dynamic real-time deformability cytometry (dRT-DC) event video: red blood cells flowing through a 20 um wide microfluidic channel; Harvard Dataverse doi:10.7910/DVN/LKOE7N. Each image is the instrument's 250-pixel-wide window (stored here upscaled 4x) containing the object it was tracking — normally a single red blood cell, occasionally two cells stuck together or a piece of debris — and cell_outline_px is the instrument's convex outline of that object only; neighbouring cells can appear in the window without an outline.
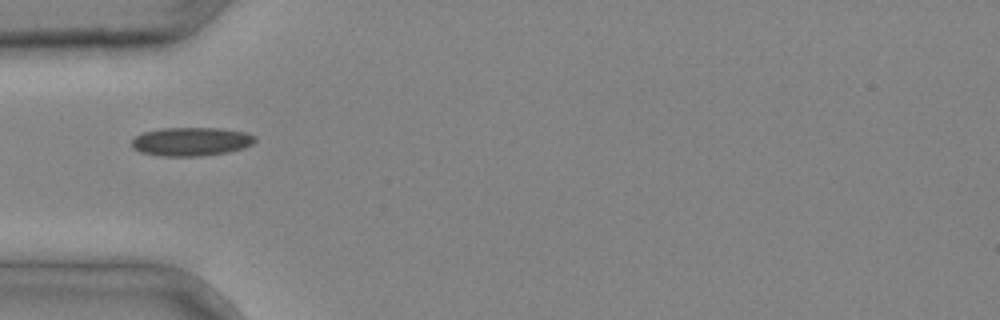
{"species": "common noctule bat (a hibernating species)", "species_latin": "Nyctalus noctula", "temperature_condition": "cold", "stored_images_in_passage": 5, "camera_frame_rate_fps": 3000, "um_per_image_px": 0.085, "animal": {"sex": "male", "body_mass_g": 20.4}, "frame": {"image": 1, "passage_image": 4, "time_ms": 1.0, "image_size_px": [1000, 320], "cell_outline_px": [[256, 140], [252, 144], [244, 148], [228, 152], [200, 156], [160, 156], [140, 152], [132, 148], [132, 140], [136, 136], [144, 132], [160, 128], [220, 128], [248, 132], [256, 136]], "centroid_in_image_um": [16.27, 12.03], "position_along_channel_um": 68.7, "area_um2": 20.75}}